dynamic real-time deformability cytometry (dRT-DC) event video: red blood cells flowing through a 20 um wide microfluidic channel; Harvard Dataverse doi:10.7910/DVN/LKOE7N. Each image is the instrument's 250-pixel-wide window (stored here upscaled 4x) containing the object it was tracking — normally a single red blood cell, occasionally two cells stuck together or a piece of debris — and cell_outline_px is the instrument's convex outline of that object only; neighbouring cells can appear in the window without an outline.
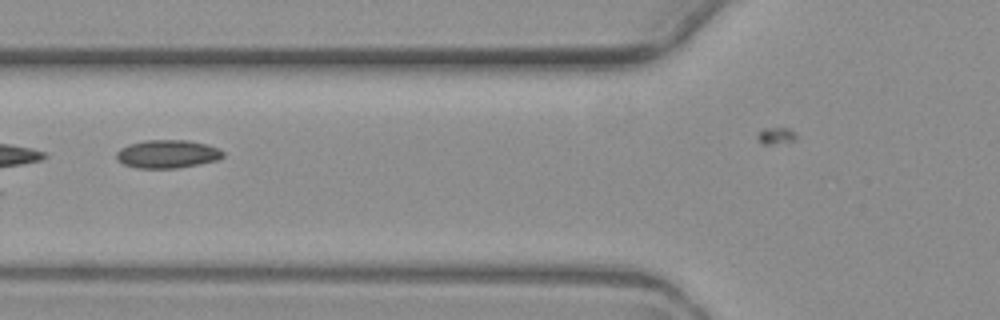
{"species": "common noctule bat (a hibernating species)", "species_latin": "Nyctalus noctula", "temperature_condition": "warm", "stored_images_in_passage": 4, "camera_frame_rate_fps": 3000, "um_per_image_px": 0.085, "animal": {"sex": "female", "body_mass_g": 19.3, "forearm_length_mm": 54.1}, "frame": {"image": 1, "passage_image": 2, "time_ms": 1.333, "image_size_px": [1000, 320], "cell_outline_px": [[224, 156], [216, 160], [176, 168], [136, 168], [124, 164], [116, 160], [116, 152], [120, 148], [128, 144], [144, 140], [188, 140], [208, 144], [224, 152]], "centroid_in_image_um": [14.18, 13.08], "position_along_channel_um": 111.6, "area_um2": 17.51}}
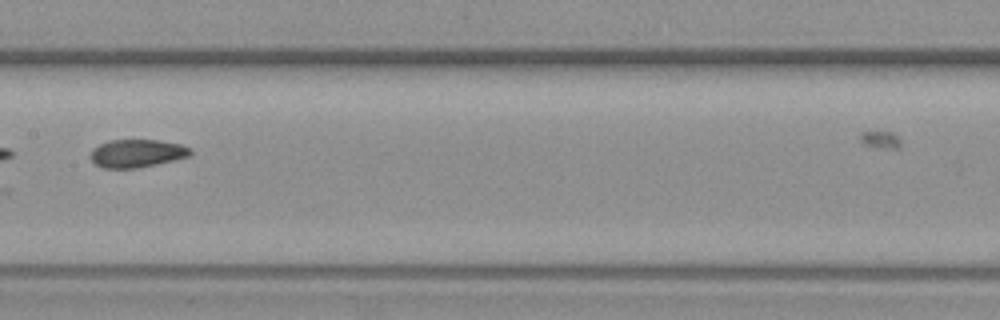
{"frame": {"image": 2, "passage_image": 4, "time_ms": 3.667, "image_size_px": [1000, 320], "cell_outline_px": [[192, 152], [188, 156], [156, 164], [136, 168], [104, 168], [96, 164], [92, 160], [92, 148], [108, 140], [156, 140], [180, 144], [192, 148]], "centroid_in_image_um": [11.64, 13.02], "position_along_channel_um": 195.8, "area_um2": 16.07}}